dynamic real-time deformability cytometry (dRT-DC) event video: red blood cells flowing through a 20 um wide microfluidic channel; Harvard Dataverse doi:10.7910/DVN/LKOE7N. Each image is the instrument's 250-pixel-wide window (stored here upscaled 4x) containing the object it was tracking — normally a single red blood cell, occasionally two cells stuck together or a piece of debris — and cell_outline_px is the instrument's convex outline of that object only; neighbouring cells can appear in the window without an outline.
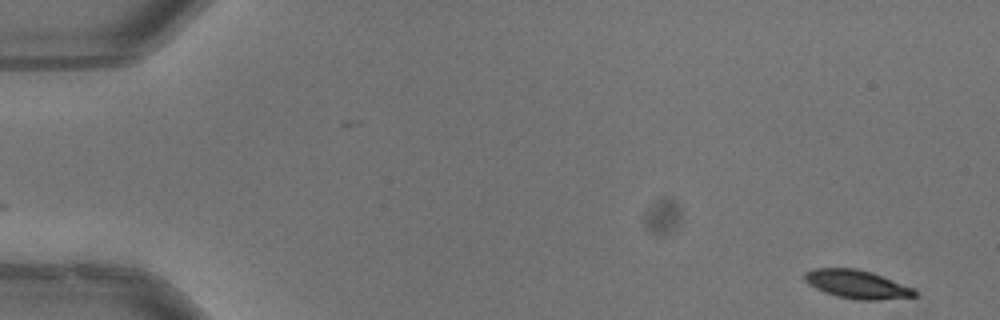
{"species": "common noctule bat (a hibernating species)", "species_latin": "Nyctalus noctula", "temperature_condition": "warm", "stored_images_in_passage": 51, "camera_frame_rate_fps": 3000, "um_per_image_px": 0.085, "animal": {"sex": "male", "body_mass_g": 13.3}, "frame": {"image": 1, "passage_image": 1, "time_ms": 0.0, "image_size_px": [1000, 320], "cell_outline_px": [[916, 296], [880, 300], [856, 300], [836, 296], [824, 292], [808, 284], [804, 280], [804, 272], [812, 268], [856, 268], [872, 272], [912, 288], [916, 292]], "centroid_in_image_um": [72.78, 24.16], "position_along_channel_um": 12.2, "area_um2": 18.21}}
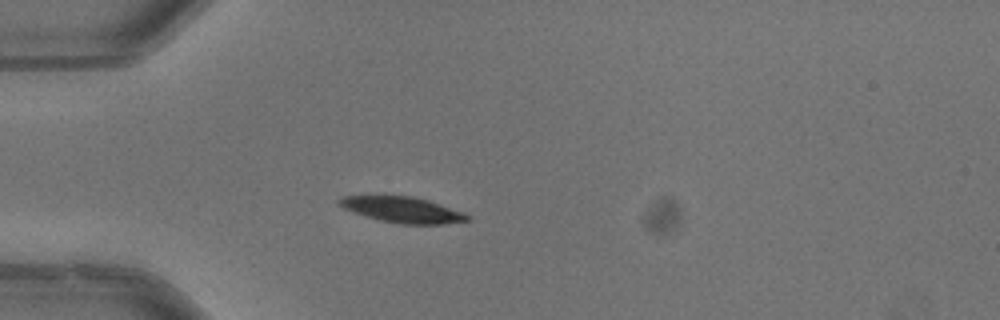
{"frame": {"image": 2, "passage_image": 14, "time_ms": 4.333, "image_size_px": [1000, 320], "cell_outline_px": [[472, 220], [444, 224], [400, 224], [380, 220], [344, 208], [336, 204], [336, 200], [344, 196], [412, 196], [428, 200], [464, 212], [472, 216]], "centroid_in_image_um": [34.27, 17.83], "position_along_channel_um": 50.7, "area_um2": 19.19}, "authors_computed_cell_mechanics": {"area_um2": 19.8254, "velocity_mm_per_s": 3.951, "shape_relaxation_time_tau1_ms": 4.0532, "shape_relaxation_time_tau2_ms": null, "deformation_change_tau1": 0.1632, "deformation_change_tau2": null}}